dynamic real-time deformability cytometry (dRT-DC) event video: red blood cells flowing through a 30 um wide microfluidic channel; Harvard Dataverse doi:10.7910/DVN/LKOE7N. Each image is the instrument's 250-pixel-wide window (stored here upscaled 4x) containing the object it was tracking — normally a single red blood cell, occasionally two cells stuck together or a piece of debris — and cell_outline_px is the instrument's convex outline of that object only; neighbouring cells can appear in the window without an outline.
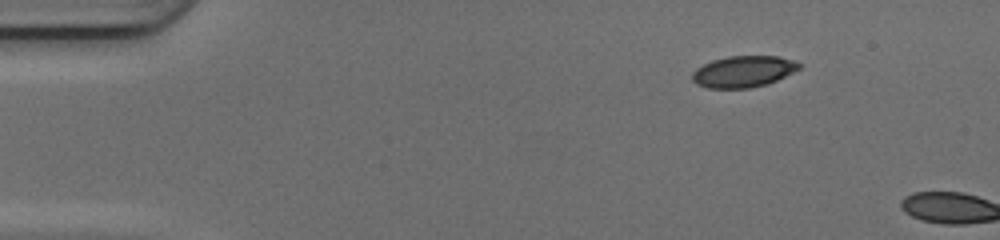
{"species": "common noctule bat (a hibernating species)", "species_latin": "Nyctalus noctula", "temperature_condition": "cold", "stored_images_in_passage": 2, "camera_frame_rate_fps": 3000, "um_per_image_px": 0.085, "animal": {"sex": "female", "body_mass_g": 17.0, "forearm_length_mm": 48.0}, "frame": {"image": 1, "passage_image": 1, "time_ms": 0.0, "image_size_px": [1000, 240], "cell_outline_px": [[804, 64], [800, 68], [776, 80], [764, 84], [748, 88], [708, 88], [696, 84], [692, 80], [692, 72], [696, 68], [712, 60], [728, 56], [780, 56], [796, 60]], "centroid_in_image_um": [63.19, 6.06], "position_along_channel_um": 21.8, "area_um2": 19.59}}